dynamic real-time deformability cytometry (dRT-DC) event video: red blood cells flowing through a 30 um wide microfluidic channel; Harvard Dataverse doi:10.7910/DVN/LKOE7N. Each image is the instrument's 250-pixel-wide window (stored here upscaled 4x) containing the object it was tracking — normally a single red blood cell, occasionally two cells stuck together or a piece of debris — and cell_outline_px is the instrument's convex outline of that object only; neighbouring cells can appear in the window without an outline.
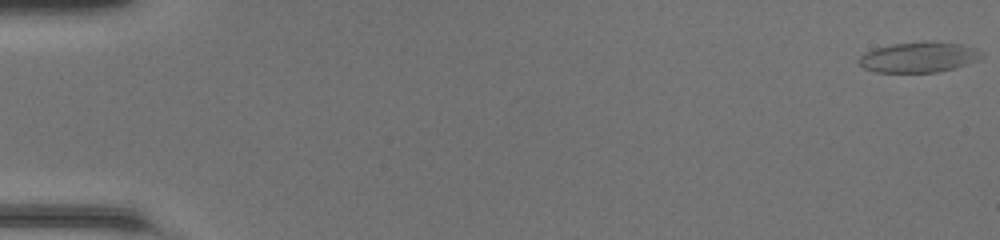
{"species": "common noctule bat (a hibernating species)", "species_latin": "Nyctalus noctula", "temperature_condition": "room temperature", "stored_images_in_passage": 50, "camera_frame_rate_fps": 3000, "um_per_image_px": 0.085, "animal": {"sex": "female", "body_mass_g": 20.0, "forearm_length_mm": 54.0}, "frame": {"image": 1, "passage_image": 1, "time_ms": 0.0, "image_size_px": [1000, 240], "cell_outline_px": [[984, 56], [976, 60], [956, 68], [936, 72], [876, 72], [864, 68], [860, 64], [860, 56], [864, 52], [876, 48], [892, 44], [932, 40], [960, 44], [976, 48]], "centroid_in_image_um": [78.11, 4.85], "position_along_channel_um": 6.9, "area_um2": 21.73}}
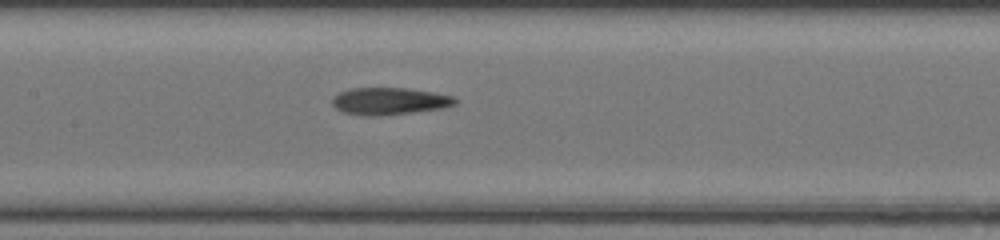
{"frame": {"image": 2, "passage_image": 25, "time_ms": 8.0, "image_size_px": [1000, 240], "cell_outline_px": [[460, 100], [456, 104], [444, 108], [412, 112], [372, 116], [364, 116], [344, 112], [336, 108], [332, 104], [332, 96], [348, 88], [404, 88], [432, 92], [456, 96]], "centroid_in_image_um": [33.12, 8.59], "position_along_channel_um": 174.3, "area_um2": 19.54}}
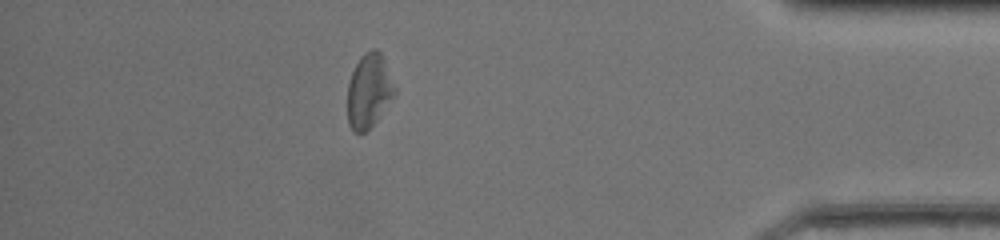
{"frame": {"image": 3, "passage_image": 44, "time_ms": 14.333, "image_size_px": [1000, 240], "cell_outline_px": [[396, 92], [376, 120], [364, 132], [352, 132], [348, 124], [348, 84], [352, 72], [360, 56], [364, 52], [372, 48], [376, 48], [380, 52], [384, 60], [396, 88]], "centroid_in_image_um": [31.34, 7.69], "position_along_channel_um": 403.9, "area_um2": 20.11}, "authors_computed_cell_mechanics": {"area_um2": 20.5768, "velocity_mm_per_s": 4.2589, "shape_relaxation_time_tau1_ms": 7.7392, "shape_relaxation_time_tau2_ms": 4.0889, "deformation_change_tau1": 0.1829, "deformation_change_tau2": 0.1552}}